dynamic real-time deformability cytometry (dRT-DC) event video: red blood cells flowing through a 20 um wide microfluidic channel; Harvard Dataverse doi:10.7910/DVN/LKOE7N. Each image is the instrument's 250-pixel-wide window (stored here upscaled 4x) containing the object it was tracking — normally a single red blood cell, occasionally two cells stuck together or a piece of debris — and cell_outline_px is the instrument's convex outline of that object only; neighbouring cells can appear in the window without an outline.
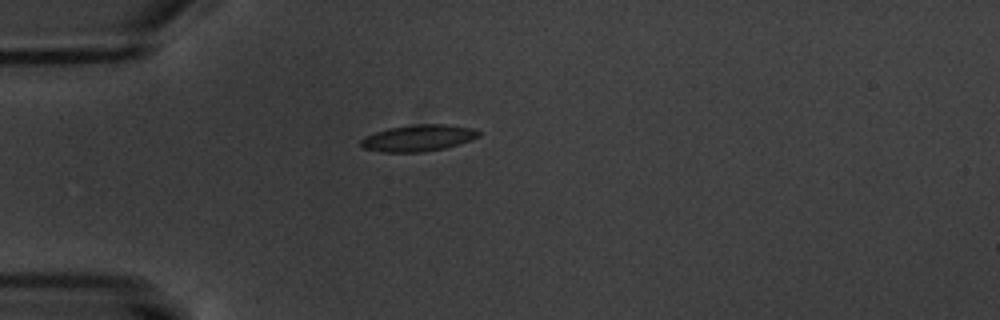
{"species": "common noctule bat (a hibernating species)", "species_latin": "Nyctalus noctula", "temperature_condition": "warm", "stored_images_in_passage": 5, "camera_frame_rate_fps": 3000, "um_per_image_px": 0.085, "animal": {"sex": "male", "body_mass_g": 20.1, "forearm_length_mm": 53.5}, "frame": {"image": 1, "passage_image": 5, "time_ms": 6.333, "image_size_px": [1000, 320], "cell_outline_px": [[480, 136], [472, 140], [444, 148], [424, 152], [380, 152], [364, 148], [360, 144], [360, 140], [364, 136], [388, 128], [416, 124], [448, 124], [472, 128], [480, 132]], "centroid_in_image_um": [35.55, 11.73], "position_along_channel_um": 49.5, "area_um2": 18.26}}